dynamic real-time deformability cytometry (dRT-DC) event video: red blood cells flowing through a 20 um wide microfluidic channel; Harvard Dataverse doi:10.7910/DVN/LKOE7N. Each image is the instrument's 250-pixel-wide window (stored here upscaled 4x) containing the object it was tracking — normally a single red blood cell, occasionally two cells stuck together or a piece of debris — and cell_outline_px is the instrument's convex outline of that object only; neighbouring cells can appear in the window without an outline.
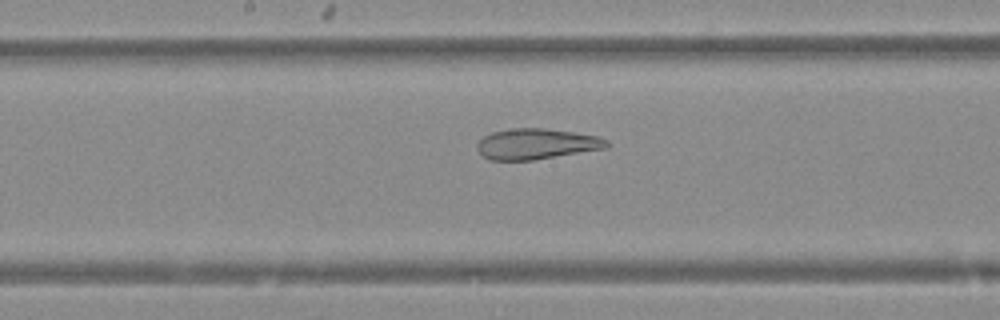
{"species": "Egyptian fruit bat (a non-hibernating species)", "species_latin": "Rousettus aegyptiacus", "temperature_condition": "warm", "stored_images_in_passage": 32, "camera_frame_rate_fps": 3000, "um_per_image_px": 0.085, "animal": {"sex": "female"}, "frame": {"image": 1, "passage_image": 13, "time_ms": 4.0, "image_size_px": [1000, 320], "cell_outline_px": [[612, 144], [608, 148], [532, 160], [492, 160], [484, 156], [476, 148], [476, 144], [484, 136], [492, 132], [512, 128], [544, 128], [600, 136], [608, 140]], "centroid_in_image_um": [45.65, 12.23], "position_along_channel_um": 202.6, "area_um2": 23.24}}
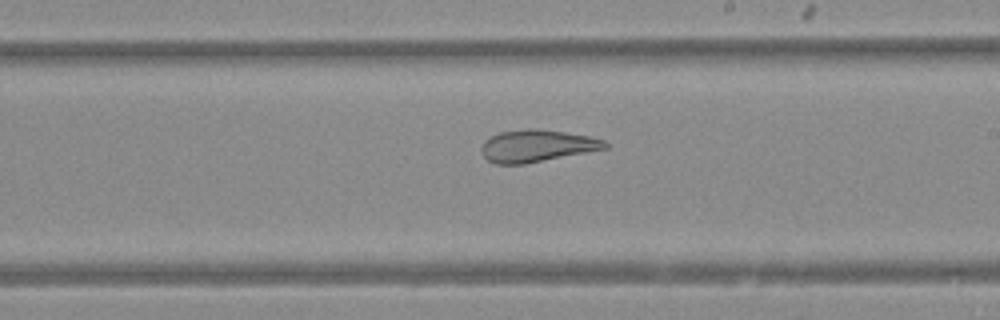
{"frame": {"image": 2, "passage_image": 16, "time_ms": 5.0, "image_size_px": [1000, 320], "cell_outline_px": [[608, 148], [524, 164], [496, 164], [488, 160], [480, 152], [480, 148], [484, 140], [500, 132], [528, 128], [536, 128], [564, 132], [588, 136], [604, 140], [608, 144]], "centroid_in_image_um": [45.6, 12.39], "position_along_channel_um": 243.4, "area_um2": 23.06}}
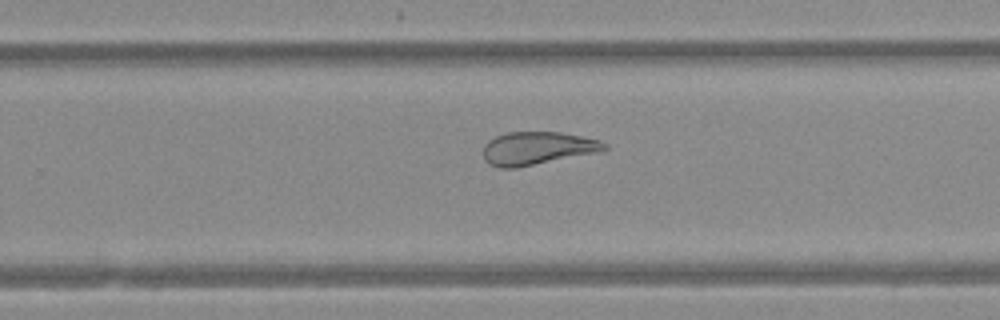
{"frame": {"image": 3, "passage_image": 19, "time_ms": 6.0, "image_size_px": [1000, 320], "cell_outline_px": [[608, 148], [600, 152], [516, 168], [500, 168], [488, 164], [484, 160], [484, 144], [488, 140], [496, 136], [508, 132], [560, 132], [600, 140], [608, 144]], "centroid_in_image_um": [45.67, 12.61], "position_along_channel_um": 284.1, "area_um2": 23.47}}